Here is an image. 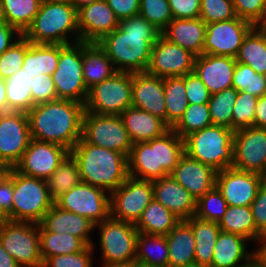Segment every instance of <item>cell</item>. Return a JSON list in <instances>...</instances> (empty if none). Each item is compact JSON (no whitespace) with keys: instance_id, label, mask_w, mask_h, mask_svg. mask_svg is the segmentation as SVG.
Listing matches in <instances>:
<instances>
[{"instance_id":"db71d44e","label":"cell","mask_w":266,"mask_h":267,"mask_svg":"<svg viewBox=\"0 0 266 267\" xmlns=\"http://www.w3.org/2000/svg\"><path fill=\"white\" fill-rule=\"evenodd\" d=\"M237 17L247 20L254 26L266 13L265 0H232Z\"/></svg>"},{"instance_id":"d590c367","label":"cell","mask_w":266,"mask_h":267,"mask_svg":"<svg viewBox=\"0 0 266 267\" xmlns=\"http://www.w3.org/2000/svg\"><path fill=\"white\" fill-rule=\"evenodd\" d=\"M59 44H34L26 50L22 69L34 78L40 73L51 76L58 66Z\"/></svg>"},{"instance_id":"003e7915","label":"cell","mask_w":266,"mask_h":267,"mask_svg":"<svg viewBox=\"0 0 266 267\" xmlns=\"http://www.w3.org/2000/svg\"><path fill=\"white\" fill-rule=\"evenodd\" d=\"M10 112L6 96V79L0 77V113Z\"/></svg>"},{"instance_id":"34e18365","label":"cell","mask_w":266,"mask_h":267,"mask_svg":"<svg viewBox=\"0 0 266 267\" xmlns=\"http://www.w3.org/2000/svg\"><path fill=\"white\" fill-rule=\"evenodd\" d=\"M5 11H4V6H3V1L0 0V23H5Z\"/></svg>"},{"instance_id":"deb4b68c","label":"cell","mask_w":266,"mask_h":267,"mask_svg":"<svg viewBox=\"0 0 266 267\" xmlns=\"http://www.w3.org/2000/svg\"><path fill=\"white\" fill-rule=\"evenodd\" d=\"M133 267H146V266H142V265H139V264H137V263H134V264H133Z\"/></svg>"},{"instance_id":"7402d4cb","label":"cell","mask_w":266,"mask_h":267,"mask_svg":"<svg viewBox=\"0 0 266 267\" xmlns=\"http://www.w3.org/2000/svg\"><path fill=\"white\" fill-rule=\"evenodd\" d=\"M171 176L197 201L216 186L217 171L184 153Z\"/></svg>"},{"instance_id":"11a10c76","label":"cell","mask_w":266,"mask_h":267,"mask_svg":"<svg viewBox=\"0 0 266 267\" xmlns=\"http://www.w3.org/2000/svg\"><path fill=\"white\" fill-rule=\"evenodd\" d=\"M184 85L189 104H205L209 102L211 94L196 73L191 72L185 75Z\"/></svg>"},{"instance_id":"2a66077c","label":"cell","mask_w":266,"mask_h":267,"mask_svg":"<svg viewBox=\"0 0 266 267\" xmlns=\"http://www.w3.org/2000/svg\"><path fill=\"white\" fill-rule=\"evenodd\" d=\"M41 5L42 4H47V3H56V2H61V1H65V0H38Z\"/></svg>"},{"instance_id":"4fadbf2b","label":"cell","mask_w":266,"mask_h":267,"mask_svg":"<svg viewBox=\"0 0 266 267\" xmlns=\"http://www.w3.org/2000/svg\"><path fill=\"white\" fill-rule=\"evenodd\" d=\"M63 210L84 216L94 224L110 217V193L80 182L54 202Z\"/></svg>"},{"instance_id":"ba28073f","label":"cell","mask_w":266,"mask_h":267,"mask_svg":"<svg viewBox=\"0 0 266 267\" xmlns=\"http://www.w3.org/2000/svg\"><path fill=\"white\" fill-rule=\"evenodd\" d=\"M132 106V73L115 72L110 78L88 90L85 111L120 115Z\"/></svg>"},{"instance_id":"94428289","label":"cell","mask_w":266,"mask_h":267,"mask_svg":"<svg viewBox=\"0 0 266 267\" xmlns=\"http://www.w3.org/2000/svg\"><path fill=\"white\" fill-rule=\"evenodd\" d=\"M251 67L243 63H236L232 87L238 92L250 91Z\"/></svg>"},{"instance_id":"9f6ffc18","label":"cell","mask_w":266,"mask_h":267,"mask_svg":"<svg viewBox=\"0 0 266 267\" xmlns=\"http://www.w3.org/2000/svg\"><path fill=\"white\" fill-rule=\"evenodd\" d=\"M14 191V168L0 181V222L12 220V203Z\"/></svg>"},{"instance_id":"f546056e","label":"cell","mask_w":266,"mask_h":267,"mask_svg":"<svg viewBox=\"0 0 266 267\" xmlns=\"http://www.w3.org/2000/svg\"><path fill=\"white\" fill-rule=\"evenodd\" d=\"M82 68L88 90L117 72L97 42H82Z\"/></svg>"},{"instance_id":"11e5206c","label":"cell","mask_w":266,"mask_h":267,"mask_svg":"<svg viewBox=\"0 0 266 267\" xmlns=\"http://www.w3.org/2000/svg\"><path fill=\"white\" fill-rule=\"evenodd\" d=\"M261 187L266 190V171L260 175Z\"/></svg>"},{"instance_id":"a7ac6f4b","label":"cell","mask_w":266,"mask_h":267,"mask_svg":"<svg viewBox=\"0 0 266 267\" xmlns=\"http://www.w3.org/2000/svg\"><path fill=\"white\" fill-rule=\"evenodd\" d=\"M259 246L256 249V255L264 262L266 267V241H261Z\"/></svg>"},{"instance_id":"7a4b0ae2","label":"cell","mask_w":266,"mask_h":267,"mask_svg":"<svg viewBox=\"0 0 266 267\" xmlns=\"http://www.w3.org/2000/svg\"><path fill=\"white\" fill-rule=\"evenodd\" d=\"M84 112V104L72 100L36 104L27 112L31 138L70 151L82 138Z\"/></svg>"},{"instance_id":"c3c4849f","label":"cell","mask_w":266,"mask_h":267,"mask_svg":"<svg viewBox=\"0 0 266 267\" xmlns=\"http://www.w3.org/2000/svg\"><path fill=\"white\" fill-rule=\"evenodd\" d=\"M257 99L248 92H238L232 112V130L254 126Z\"/></svg>"},{"instance_id":"2644e50d","label":"cell","mask_w":266,"mask_h":267,"mask_svg":"<svg viewBox=\"0 0 266 267\" xmlns=\"http://www.w3.org/2000/svg\"><path fill=\"white\" fill-rule=\"evenodd\" d=\"M240 267H265V264L257 255H255L249 262Z\"/></svg>"},{"instance_id":"ee69618b","label":"cell","mask_w":266,"mask_h":267,"mask_svg":"<svg viewBox=\"0 0 266 267\" xmlns=\"http://www.w3.org/2000/svg\"><path fill=\"white\" fill-rule=\"evenodd\" d=\"M238 95L233 87L212 94L207 103L213 125L232 129V112Z\"/></svg>"},{"instance_id":"30bf717a","label":"cell","mask_w":266,"mask_h":267,"mask_svg":"<svg viewBox=\"0 0 266 267\" xmlns=\"http://www.w3.org/2000/svg\"><path fill=\"white\" fill-rule=\"evenodd\" d=\"M0 242L21 267H42L39 224L4 220L0 222Z\"/></svg>"},{"instance_id":"ac0fdd59","label":"cell","mask_w":266,"mask_h":267,"mask_svg":"<svg viewBox=\"0 0 266 267\" xmlns=\"http://www.w3.org/2000/svg\"><path fill=\"white\" fill-rule=\"evenodd\" d=\"M69 154L70 151L59 144L31 139L14 169L23 175L46 180Z\"/></svg>"},{"instance_id":"83f0119b","label":"cell","mask_w":266,"mask_h":267,"mask_svg":"<svg viewBox=\"0 0 266 267\" xmlns=\"http://www.w3.org/2000/svg\"><path fill=\"white\" fill-rule=\"evenodd\" d=\"M248 242L240 235L220 231L210 267H240L246 264L257 254L256 249L248 252Z\"/></svg>"},{"instance_id":"f6af8a7d","label":"cell","mask_w":266,"mask_h":267,"mask_svg":"<svg viewBox=\"0 0 266 267\" xmlns=\"http://www.w3.org/2000/svg\"><path fill=\"white\" fill-rule=\"evenodd\" d=\"M210 125H212V120L208 104H189L183 116L172 129L184 139L189 134Z\"/></svg>"},{"instance_id":"277c9868","label":"cell","mask_w":266,"mask_h":267,"mask_svg":"<svg viewBox=\"0 0 266 267\" xmlns=\"http://www.w3.org/2000/svg\"><path fill=\"white\" fill-rule=\"evenodd\" d=\"M22 36L34 44L80 42L77 9L67 0L42 4Z\"/></svg>"},{"instance_id":"bcb514c9","label":"cell","mask_w":266,"mask_h":267,"mask_svg":"<svg viewBox=\"0 0 266 267\" xmlns=\"http://www.w3.org/2000/svg\"><path fill=\"white\" fill-rule=\"evenodd\" d=\"M227 208L226 200L215 186L196 201V212L194 216L218 223Z\"/></svg>"},{"instance_id":"836d02e7","label":"cell","mask_w":266,"mask_h":267,"mask_svg":"<svg viewBox=\"0 0 266 267\" xmlns=\"http://www.w3.org/2000/svg\"><path fill=\"white\" fill-rule=\"evenodd\" d=\"M180 221L174 213L153 199L135 227L139 233L166 236Z\"/></svg>"},{"instance_id":"6da1fadb","label":"cell","mask_w":266,"mask_h":267,"mask_svg":"<svg viewBox=\"0 0 266 267\" xmlns=\"http://www.w3.org/2000/svg\"><path fill=\"white\" fill-rule=\"evenodd\" d=\"M161 31L140 14L119 21V27L97 43L118 72H146L152 46Z\"/></svg>"},{"instance_id":"52a82bcc","label":"cell","mask_w":266,"mask_h":267,"mask_svg":"<svg viewBox=\"0 0 266 267\" xmlns=\"http://www.w3.org/2000/svg\"><path fill=\"white\" fill-rule=\"evenodd\" d=\"M53 205L44 179L26 176L14 169L13 221L39 224Z\"/></svg>"},{"instance_id":"e0dca14e","label":"cell","mask_w":266,"mask_h":267,"mask_svg":"<svg viewBox=\"0 0 266 267\" xmlns=\"http://www.w3.org/2000/svg\"><path fill=\"white\" fill-rule=\"evenodd\" d=\"M27 112L0 113V159L10 167L20 161L31 141Z\"/></svg>"},{"instance_id":"09005b40","label":"cell","mask_w":266,"mask_h":267,"mask_svg":"<svg viewBox=\"0 0 266 267\" xmlns=\"http://www.w3.org/2000/svg\"><path fill=\"white\" fill-rule=\"evenodd\" d=\"M261 241H266V230L262 233Z\"/></svg>"},{"instance_id":"681fc988","label":"cell","mask_w":266,"mask_h":267,"mask_svg":"<svg viewBox=\"0 0 266 267\" xmlns=\"http://www.w3.org/2000/svg\"><path fill=\"white\" fill-rule=\"evenodd\" d=\"M139 14L161 32L173 19L168 0H140Z\"/></svg>"},{"instance_id":"ab89813d","label":"cell","mask_w":266,"mask_h":267,"mask_svg":"<svg viewBox=\"0 0 266 267\" xmlns=\"http://www.w3.org/2000/svg\"><path fill=\"white\" fill-rule=\"evenodd\" d=\"M45 181L50 198L54 202L81 182L77 163L71 154L64 158L59 167Z\"/></svg>"},{"instance_id":"9a60e30c","label":"cell","mask_w":266,"mask_h":267,"mask_svg":"<svg viewBox=\"0 0 266 267\" xmlns=\"http://www.w3.org/2000/svg\"><path fill=\"white\" fill-rule=\"evenodd\" d=\"M254 27L247 20H230L206 24L203 54L236 58L245 36Z\"/></svg>"},{"instance_id":"9c48e42d","label":"cell","mask_w":266,"mask_h":267,"mask_svg":"<svg viewBox=\"0 0 266 267\" xmlns=\"http://www.w3.org/2000/svg\"><path fill=\"white\" fill-rule=\"evenodd\" d=\"M58 99L85 104L88 89L83 79L82 41L59 44L58 66L51 75Z\"/></svg>"},{"instance_id":"7bdbcfd3","label":"cell","mask_w":266,"mask_h":267,"mask_svg":"<svg viewBox=\"0 0 266 267\" xmlns=\"http://www.w3.org/2000/svg\"><path fill=\"white\" fill-rule=\"evenodd\" d=\"M6 23L16 28L21 34L32 23L39 12L41 3L38 0H2Z\"/></svg>"},{"instance_id":"979ff035","label":"cell","mask_w":266,"mask_h":267,"mask_svg":"<svg viewBox=\"0 0 266 267\" xmlns=\"http://www.w3.org/2000/svg\"><path fill=\"white\" fill-rule=\"evenodd\" d=\"M109 267H133V264H130V265H119V266H109Z\"/></svg>"},{"instance_id":"f5cc1de1","label":"cell","mask_w":266,"mask_h":267,"mask_svg":"<svg viewBox=\"0 0 266 267\" xmlns=\"http://www.w3.org/2000/svg\"><path fill=\"white\" fill-rule=\"evenodd\" d=\"M30 91L33 105L58 100L53 79L45 73L32 78Z\"/></svg>"},{"instance_id":"91938a15","label":"cell","mask_w":266,"mask_h":267,"mask_svg":"<svg viewBox=\"0 0 266 267\" xmlns=\"http://www.w3.org/2000/svg\"><path fill=\"white\" fill-rule=\"evenodd\" d=\"M106 2L119 21L139 14L140 0H106Z\"/></svg>"},{"instance_id":"4dcf8cb0","label":"cell","mask_w":266,"mask_h":267,"mask_svg":"<svg viewBox=\"0 0 266 267\" xmlns=\"http://www.w3.org/2000/svg\"><path fill=\"white\" fill-rule=\"evenodd\" d=\"M168 267L194 264L195 238L191 225L181 220L167 235Z\"/></svg>"},{"instance_id":"7c38bea8","label":"cell","mask_w":266,"mask_h":267,"mask_svg":"<svg viewBox=\"0 0 266 267\" xmlns=\"http://www.w3.org/2000/svg\"><path fill=\"white\" fill-rule=\"evenodd\" d=\"M153 199L152 181L129 176L110 193V217L136 224Z\"/></svg>"},{"instance_id":"e7e4bbea","label":"cell","mask_w":266,"mask_h":267,"mask_svg":"<svg viewBox=\"0 0 266 267\" xmlns=\"http://www.w3.org/2000/svg\"><path fill=\"white\" fill-rule=\"evenodd\" d=\"M254 126L266 128V95L257 99Z\"/></svg>"},{"instance_id":"b9f144b4","label":"cell","mask_w":266,"mask_h":267,"mask_svg":"<svg viewBox=\"0 0 266 267\" xmlns=\"http://www.w3.org/2000/svg\"><path fill=\"white\" fill-rule=\"evenodd\" d=\"M32 77L20 69L6 79V96L10 111L28 112L34 105L30 91Z\"/></svg>"},{"instance_id":"2e32d148","label":"cell","mask_w":266,"mask_h":267,"mask_svg":"<svg viewBox=\"0 0 266 267\" xmlns=\"http://www.w3.org/2000/svg\"><path fill=\"white\" fill-rule=\"evenodd\" d=\"M195 58L192 52L161 35L152 46L146 72L161 78L185 76L193 72Z\"/></svg>"},{"instance_id":"8d00e7d4","label":"cell","mask_w":266,"mask_h":267,"mask_svg":"<svg viewBox=\"0 0 266 267\" xmlns=\"http://www.w3.org/2000/svg\"><path fill=\"white\" fill-rule=\"evenodd\" d=\"M166 107V124L172 128L183 116L189 102L184 85V76L163 78Z\"/></svg>"},{"instance_id":"d6986e66","label":"cell","mask_w":266,"mask_h":267,"mask_svg":"<svg viewBox=\"0 0 266 267\" xmlns=\"http://www.w3.org/2000/svg\"><path fill=\"white\" fill-rule=\"evenodd\" d=\"M216 187L228 206H250L261 187L260 175L228 167L217 172Z\"/></svg>"},{"instance_id":"44dd1931","label":"cell","mask_w":266,"mask_h":267,"mask_svg":"<svg viewBox=\"0 0 266 267\" xmlns=\"http://www.w3.org/2000/svg\"><path fill=\"white\" fill-rule=\"evenodd\" d=\"M132 106L166 123L163 78L147 72L132 73Z\"/></svg>"},{"instance_id":"cb8c5ba5","label":"cell","mask_w":266,"mask_h":267,"mask_svg":"<svg viewBox=\"0 0 266 267\" xmlns=\"http://www.w3.org/2000/svg\"><path fill=\"white\" fill-rule=\"evenodd\" d=\"M94 230L95 224L90 219L63 210L55 203L39 223V232L68 233L81 238L88 246L94 244L90 237Z\"/></svg>"},{"instance_id":"816d5d0a","label":"cell","mask_w":266,"mask_h":267,"mask_svg":"<svg viewBox=\"0 0 266 267\" xmlns=\"http://www.w3.org/2000/svg\"><path fill=\"white\" fill-rule=\"evenodd\" d=\"M95 244L87 246L83 251L71 254H60L47 258L42 267H93V251Z\"/></svg>"},{"instance_id":"4316f807","label":"cell","mask_w":266,"mask_h":267,"mask_svg":"<svg viewBox=\"0 0 266 267\" xmlns=\"http://www.w3.org/2000/svg\"><path fill=\"white\" fill-rule=\"evenodd\" d=\"M120 116L132 144L158 138L170 129L159 117L133 106L128 107Z\"/></svg>"},{"instance_id":"5b68a950","label":"cell","mask_w":266,"mask_h":267,"mask_svg":"<svg viewBox=\"0 0 266 267\" xmlns=\"http://www.w3.org/2000/svg\"><path fill=\"white\" fill-rule=\"evenodd\" d=\"M234 130L210 125L184 138L185 153L217 172L233 166Z\"/></svg>"},{"instance_id":"e575fe53","label":"cell","mask_w":266,"mask_h":267,"mask_svg":"<svg viewBox=\"0 0 266 267\" xmlns=\"http://www.w3.org/2000/svg\"><path fill=\"white\" fill-rule=\"evenodd\" d=\"M166 236L138 233L135 263L146 267H168Z\"/></svg>"},{"instance_id":"484cf974","label":"cell","mask_w":266,"mask_h":267,"mask_svg":"<svg viewBox=\"0 0 266 267\" xmlns=\"http://www.w3.org/2000/svg\"><path fill=\"white\" fill-rule=\"evenodd\" d=\"M161 35L169 42L189 50L195 56L203 54L206 37V23L196 19H172Z\"/></svg>"},{"instance_id":"b9fcfbb0","label":"cell","mask_w":266,"mask_h":267,"mask_svg":"<svg viewBox=\"0 0 266 267\" xmlns=\"http://www.w3.org/2000/svg\"><path fill=\"white\" fill-rule=\"evenodd\" d=\"M180 267H202V266H198L197 264H190V265H184V266H180Z\"/></svg>"},{"instance_id":"753ad0ef","label":"cell","mask_w":266,"mask_h":267,"mask_svg":"<svg viewBox=\"0 0 266 267\" xmlns=\"http://www.w3.org/2000/svg\"><path fill=\"white\" fill-rule=\"evenodd\" d=\"M255 27L263 34L266 39V13L262 19L255 25Z\"/></svg>"},{"instance_id":"74e56055","label":"cell","mask_w":266,"mask_h":267,"mask_svg":"<svg viewBox=\"0 0 266 267\" xmlns=\"http://www.w3.org/2000/svg\"><path fill=\"white\" fill-rule=\"evenodd\" d=\"M236 62L249 65L256 73L266 75V39L255 26L245 36Z\"/></svg>"},{"instance_id":"5bb4252c","label":"cell","mask_w":266,"mask_h":267,"mask_svg":"<svg viewBox=\"0 0 266 267\" xmlns=\"http://www.w3.org/2000/svg\"><path fill=\"white\" fill-rule=\"evenodd\" d=\"M232 167L259 175L266 171V128L250 126L234 132Z\"/></svg>"},{"instance_id":"6f0895ef","label":"cell","mask_w":266,"mask_h":267,"mask_svg":"<svg viewBox=\"0 0 266 267\" xmlns=\"http://www.w3.org/2000/svg\"><path fill=\"white\" fill-rule=\"evenodd\" d=\"M174 19H196L200 17L201 0H168Z\"/></svg>"},{"instance_id":"be15d7a7","label":"cell","mask_w":266,"mask_h":267,"mask_svg":"<svg viewBox=\"0 0 266 267\" xmlns=\"http://www.w3.org/2000/svg\"><path fill=\"white\" fill-rule=\"evenodd\" d=\"M245 92H248L257 98L266 95V75L256 73L251 68L250 91Z\"/></svg>"},{"instance_id":"6125c7cd","label":"cell","mask_w":266,"mask_h":267,"mask_svg":"<svg viewBox=\"0 0 266 267\" xmlns=\"http://www.w3.org/2000/svg\"><path fill=\"white\" fill-rule=\"evenodd\" d=\"M20 37H22V34L16 28L6 22L0 23V55L18 41Z\"/></svg>"},{"instance_id":"f35d334b","label":"cell","mask_w":266,"mask_h":267,"mask_svg":"<svg viewBox=\"0 0 266 267\" xmlns=\"http://www.w3.org/2000/svg\"><path fill=\"white\" fill-rule=\"evenodd\" d=\"M42 261L47 258L83 251L88 245L79 237L68 233L39 232Z\"/></svg>"},{"instance_id":"60d3db41","label":"cell","mask_w":266,"mask_h":267,"mask_svg":"<svg viewBox=\"0 0 266 267\" xmlns=\"http://www.w3.org/2000/svg\"><path fill=\"white\" fill-rule=\"evenodd\" d=\"M184 153V139L172 128L156 138L157 168H163L168 174L174 171Z\"/></svg>"},{"instance_id":"f907efd6","label":"cell","mask_w":266,"mask_h":267,"mask_svg":"<svg viewBox=\"0 0 266 267\" xmlns=\"http://www.w3.org/2000/svg\"><path fill=\"white\" fill-rule=\"evenodd\" d=\"M237 17L232 0H201L200 18L206 23Z\"/></svg>"},{"instance_id":"d4e9b609","label":"cell","mask_w":266,"mask_h":267,"mask_svg":"<svg viewBox=\"0 0 266 267\" xmlns=\"http://www.w3.org/2000/svg\"><path fill=\"white\" fill-rule=\"evenodd\" d=\"M153 197L181 220L195 215V198L171 174L152 181Z\"/></svg>"},{"instance_id":"7dc6e473","label":"cell","mask_w":266,"mask_h":267,"mask_svg":"<svg viewBox=\"0 0 266 267\" xmlns=\"http://www.w3.org/2000/svg\"><path fill=\"white\" fill-rule=\"evenodd\" d=\"M31 45L23 36L0 55V77L7 79L22 69L26 50Z\"/></svg>"},{"instance_id":"603a6c76","label":"cell","mask_w":266,"mask_h":267,"mask_svg":"<svg viewBox=\"0 0 266 267\" xmlns=\"http://www.w3.org/2000/svg\"><path fill=\"white\" fill-rule=\"evenodd\" d=\"M236 58L202 54L196 56L194 70L210 94L232 87Z\"/></svg>"},{"instance_id":"89a4df30","label":"cell","mask_w":266,"mask_h":267,"mask_svg":"<svg viewBox=\"0 0 266 267\" xmlns=\"http://www.w3.org/2000/svg\"><path fill=\"white\" fill-rule=\"evenodd\" d=\"M11 168L4 160L0 159V181L9 175Z\"/></svg>"},{"instance_id":"1f68e13d","label":"cell","mask_w":266,"mask_h":267,"mask_svg":"<svg viewBox=\"0 0 266 267\" xmlns=\"http://www.w3.org/2000/svg\"><path fill=\"white\" fill-rule=\"evenodd\" d=\"M186 221L191 225L195 238L194 263L202 267H210L213 250L221 231L217 222L207 221L193 216Z\"/></svg>"},{"instance_id":"3957f363","label":"cell","mask_w":266,"mask_h":267,"mask_svg":"<svg viewBox=\"0 0 266 267\" xmlns=\"http://www.w3.org/2000/svg\"><path fill=\"white\" fill-rule=\"evenodd\" d=\"M81 182L108 193L117 189L128 177V157L124 154L88 143L83 137L70 150Z\"/></svg>"},{"instance_id":"8c879c8a","label":"cell","mask_w":266,"mask_h":267,"mask_svg":"<svg viewBox=\"0 0 266 267\" xmlns=\"http://www.w3.org/2000/svg\"><path fill=\"white\" fill-rule=\"evenodd\" d=\"M67 1L71 3L78 10L81 7L92 4L93 2H96L99 0H67Z\"/></svg>"},{"instance_id":"d6a6232c","label":"cell","mask_w":266,"mask_h":267,"mask_svg":"<svg viewBox=\"0 0 266 267\" xmlns=\"http://www.w3.org/2000/svg\"><path fill=\"white\" fill-rule=\"evenodd\" d=\"M218 225L223 232L240 235L257 245L261 242L262 234L256 229L250 206H228Z\"/></svg>"},{"instance_id":"03108f58","label":"cell","mask_w":266,"mask_h":267,"mask_svg":"<svg viewBox=\"0 0 266 267\" xmlns=\"http://www.w3.org/2000/svg\"><path fill=\"white\" fill-rule=\"evenodd\" d=\"M0 267H21L0 242Z\"/></svg>"},{"instance_id":"ffe728a7","label":"cell","mask_w":266,"mask_h":267,"mask_svg":"<svg viewBox=\"0 0 266 267\" xmlns=\"http://www.w3.org/2000/svg\"><path fill=\"white\" fill-rule=\"evenodd\" d=\"M80 41L98 42L119 27V20L106 0H99L77 10Z\"/></svg>"},{"instance_id":"f1b7e54d","label":"cell","mask_w":266,"mask_h":267,"mask_svg":"<svg viewBox=\"0 0 266 267\" xmlns=\"http://www.w3.org/2000/svg\"><path fill=\"white\" fill-rule=\"evenodd\" d=\"M128 172L130 177L150 181L169 175L163 168H157L156 138L132 144Z\"/></svg>"},{"instance_id":"680465c9","label":"cell","mask_w":266,"mask_h":267,"mask_svg":"<svg viewBox=\"0 0 266 267\" xmlns=\"http://www.w3.org/2000/svg\"><path fill=\"white\" fill-rule=\"evenodd\" d=\"M256 229L262 234L266 230V190L259 188L257 196L250 205Z\"/></svg>"},{"instance_id":"8992f818","label":"cell","mask_w":266,"mask_h":267,"mask_svg":"<svg viewBox=\"0 0 266 267\" xmlns=\"http://www.w3.org/2000/svg\"><path fill=\"white\" fill-rule=\"evenodd\" d=\"M99 230L102 267L130 265L136 260L135 224L109 217L95 224Z\"/></svg>"},{"instance_id":"8fae6325","label":"cell","mask_w":266,"mask_h":267,"mask_svg":"<svg viewBox=\"0 0 266 267\" xmlns=\"http://www.w3.org/2000/svg\"><path fill=\"white\" fill-rule=\"evenodd\" d=\"M82 137L96 146L118 151L129 156L132 142L120 115L84 112Z\"/></svg>"}]
</instances>
